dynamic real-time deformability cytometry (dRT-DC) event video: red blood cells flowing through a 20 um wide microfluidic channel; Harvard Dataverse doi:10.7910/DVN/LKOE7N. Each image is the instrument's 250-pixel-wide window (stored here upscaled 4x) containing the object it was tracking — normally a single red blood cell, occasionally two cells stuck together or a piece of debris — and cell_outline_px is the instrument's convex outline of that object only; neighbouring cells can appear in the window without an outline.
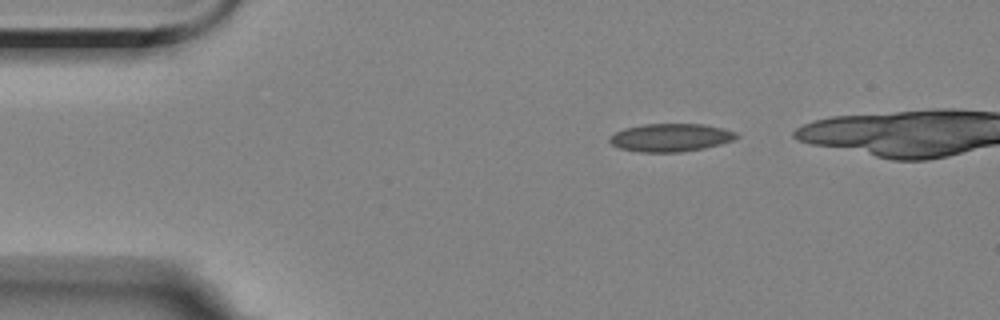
{"species": "Egyptian fruit bat (a non-hibernating species)", "species_latin": "Rousettus aegyptiacus", "temperature_condition": "room temperature", "stored_images_in_passage": 6, "segment_of_instrument_passage": [1, 2], "camera_frame_rate_fps": 3000, "um_per_image_px": 0.085, "animal": {"sex": "female"}, "frame": {"image": 1, "passage_image": 1, "time_ms": 0.0, "image_size_px": [1000, 320], "cell_outline_px": [[740, 136], [732, 140], [720, 144], [704, 148], [680, 152], [640, 152], [620, 148], [612, 144], [608, 140], [616, 132], [624, 128], [644, 124], [704, 124], [736, 132]], "centroid_in_image_um": [57.0, 11.69], "position_along_channel_um": 28.0, "area_um2": 20.52}}
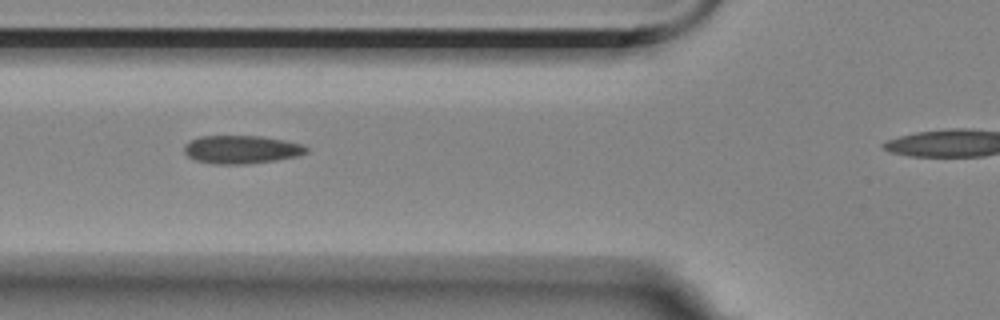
{"frame": {"image": 2, "passage_image": 4, "time_ms": 3.667, "image_size_px": [1000, 320], "cell_outline_px": [[308, 152], [296, 156], [276, 160], [244, 164], [216, 164], [196, 160], [188, 156], [184, 152], [184, 144], [188, 140], [200, 136], [260, 136], [284, 140], [300, 144], [308, 148]], "centroid_in_image_um": [20.48, 12.7], "position_along_channel_um": 105.3, "area_um2": 20.0}}
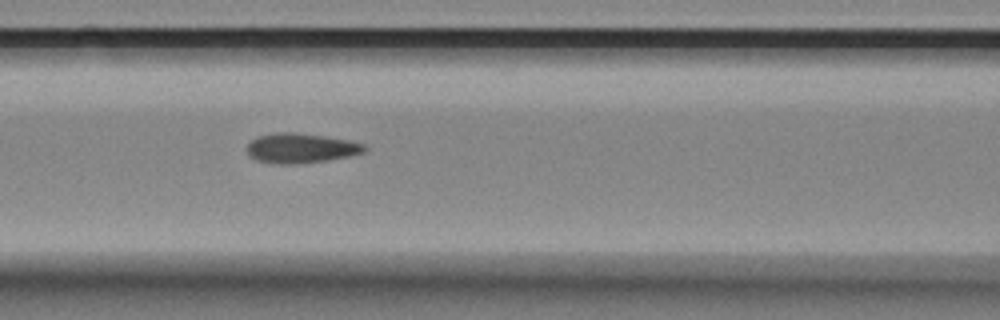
{"frame": {"image": 3, "passage_image": 5, "time_ms": 4.667, "image_size_px": [1000, 320], "cell_outline_px": [[368, 148], [364, 152], [348, 156], [328, 160], [296, 164], [280, 164], [256, 160], [248, 156], [244, 148], [256, 136], [276, 132], [292, 132], [324, 136], [348, 140], [364, 144]], "centroid_in_image_um": [25.52, 12.59], "position_along_channel_um": 141.1, "area_um2": 20.52}}